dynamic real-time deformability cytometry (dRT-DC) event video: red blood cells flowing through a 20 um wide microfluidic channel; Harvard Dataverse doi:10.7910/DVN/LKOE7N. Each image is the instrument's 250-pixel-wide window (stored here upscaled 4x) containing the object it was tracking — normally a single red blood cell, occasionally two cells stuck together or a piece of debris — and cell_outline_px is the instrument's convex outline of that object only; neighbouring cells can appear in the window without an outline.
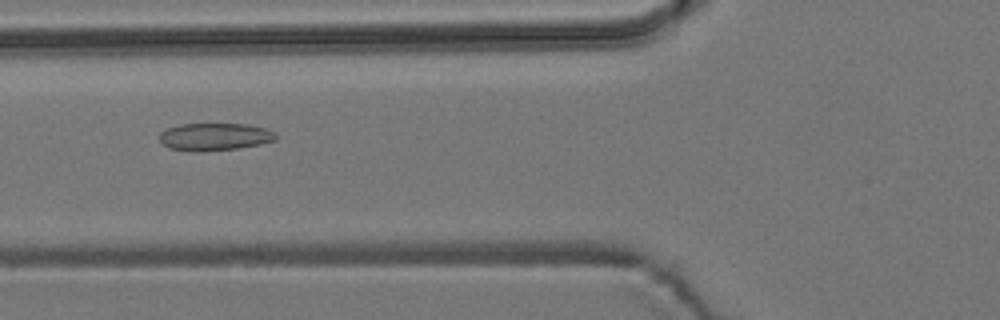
{"species": "common noctule bat (a hibernating species)", "species_latin": "Nyctalus noctula", "temperature_condition": "room temperature", "stored_images_in_passage": 7, "camera_frame_rate_fps": 3000, "um_per_image_px": 0.085, "animal": {"sex": "male", "body_mass_g": 19.2, "forearm_length_mm": 51.8}, "frame": {"image": 1, "passage_image": 6, "time_ms": 5.667, "image_size_px": [1000, 320], "cell_outline_px": [[276, 140], [260, 144], [236, 148], [204, 152], [188, 152], [168, 148], [160, 140], [160, 132], [168, 128], [180, 124], [248, 124], [264, 128], [276, 132]], "centroid_in_image_um": [18.23, 11.63], "position_along_channel_um": 107.6, "area_um2": 18.79}}
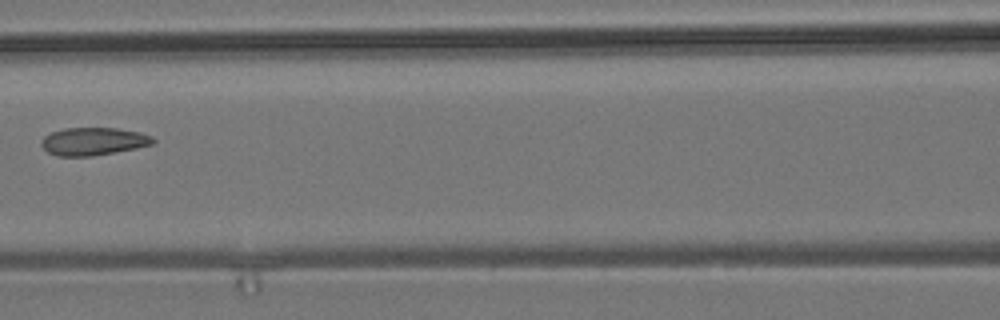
{"frame": {"image": 2, "passage_image": 7, "time_ms": 7.0, "image_size_px": [1000, 320], "cell_outline_px": [[156, 140], [152, 144], [136, 148], [92, 156], [56, 156], [48, 152], [40, 144], [40, 140], [44, 136], [52, 132], [64, 128], [116, 128], [140, 132], [152, 136]], "centroid_in_image_um": [7.92, 12.01], "position_along_channel_um": 158.7, "area_um2": 18.09}}